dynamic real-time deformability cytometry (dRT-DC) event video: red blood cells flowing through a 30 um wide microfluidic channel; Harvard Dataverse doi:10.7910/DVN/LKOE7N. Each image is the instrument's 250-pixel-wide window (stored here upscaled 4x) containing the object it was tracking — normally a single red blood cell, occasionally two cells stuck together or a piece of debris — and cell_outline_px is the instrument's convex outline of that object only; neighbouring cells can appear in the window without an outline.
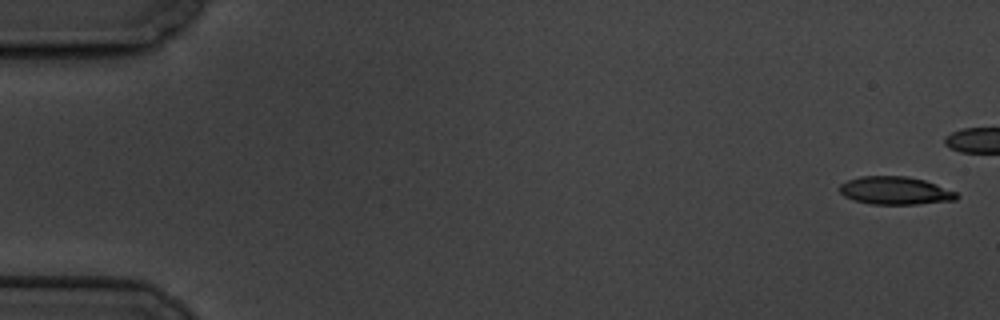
{"species": "common noctule bat (a hibernating species)", "species_latin": "Nyctalus noctula", "temperature_condition": "cold", "stored_images_in_passage": 6, "camera_frame_rate_fps": 3000, "um_per_image_px": 0.085, "animal": {"sex": "male", "body_mass_g": 19.5, "forearm_length_mm": 54.6}, "frame": {"image": 1, "passage_image": 1, "time_ms": 0.0, "image_size_px": [1000, 320], "cell_outline_px": [[960, 196], [956, 200], [916, 204], [868, 204], [852, 200], [844, 196], [840, 192], [840, 184], [848, 180], [860, 176], [908, 176], [924, 180], [936, 184], [956, 192]], "centroid_in_image_um": [76.08, 16.2], "position_along_channel_um": 8.9, "area_um2": 19.13}}
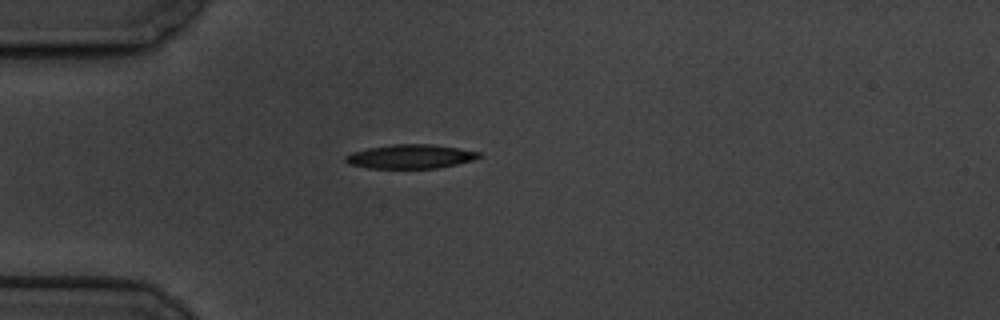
{"frame": {"image": 2, "passage_image": 6, "time_ms": 6.667, "image_size_px": [1000, 320], "cell_outline_px": [[484, 156], [472, 160], [440, 168], [368, 168], [348, 164], [344, 160], [344, 156], [352, 152], [368, 148], [392, 144], [432, 144], [480, 152]], "centroid_in_image_um": [34.87, 13.3], "position_along_channel_um": 50.1, "area_um2": 18.73}}